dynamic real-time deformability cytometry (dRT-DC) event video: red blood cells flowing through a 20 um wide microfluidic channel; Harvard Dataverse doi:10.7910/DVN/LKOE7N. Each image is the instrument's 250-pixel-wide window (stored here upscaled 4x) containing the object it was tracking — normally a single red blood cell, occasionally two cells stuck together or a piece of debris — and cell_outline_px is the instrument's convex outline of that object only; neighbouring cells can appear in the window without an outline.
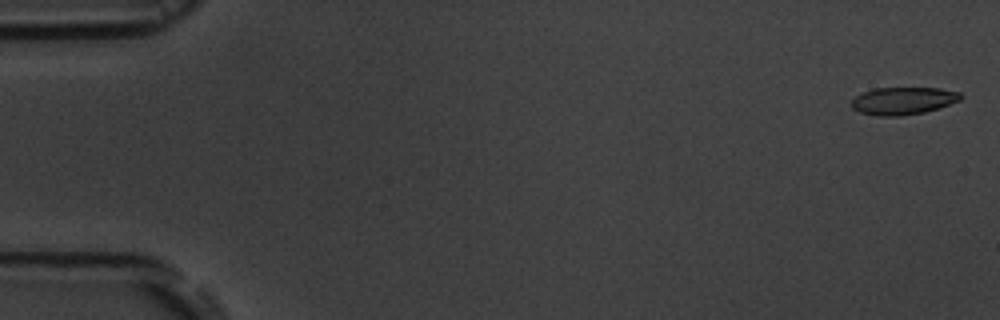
{"species": "common noctule bat (a hibernating species)", "species_latin": "Nyctalus noctula", "temperature_condition": "room temperature", "stored_images_in_passage": 4, "camera_frame_rate_fps": 3000, "um_per_image_px": 0.085, "animal": {"sex": "male", "body_mass_g": 19.5, "forearm_length_mm": 54.6}, "frame": {"image": 1, "passage_image": 1, "time_ms": 0.0, "image_size_px": [1000, 320], "cell_outline_px": [[964, 96], [960, 100], [924, 112], [900, 116], [876, 116], [860, 112], [852, 108], [852, 100], [856, 96], [864, 92], [876, 88], [940, 88], [960, 92]], "centroid_in_image_um": [76.77, 8.56], "position_along_channel_um": 8.2, "area_um2": 17.34}}